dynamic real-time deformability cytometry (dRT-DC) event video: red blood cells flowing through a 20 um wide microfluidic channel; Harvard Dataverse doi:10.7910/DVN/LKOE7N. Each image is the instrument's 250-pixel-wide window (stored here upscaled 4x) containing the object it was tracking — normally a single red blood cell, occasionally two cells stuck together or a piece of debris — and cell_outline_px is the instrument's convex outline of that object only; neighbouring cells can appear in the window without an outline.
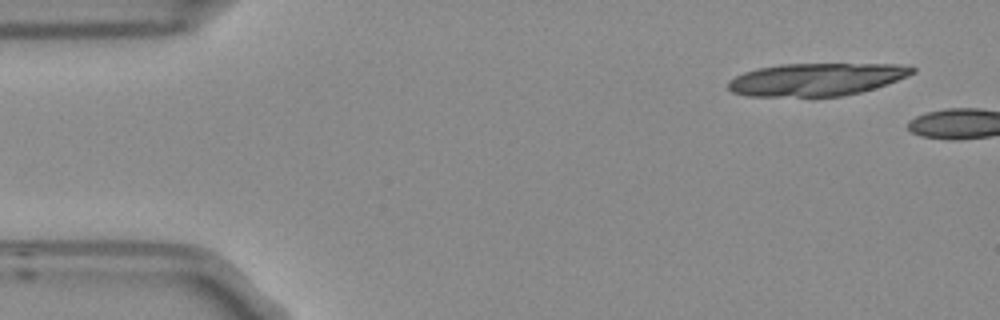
{"species": "Egyptian fruit bat (a non-hibernating species)", "species_latin": "Rousettus aegyptiacus", "temperature_condition": "room temperature", "stored_images_in_passage": 2, "camera_frame_rate_fps": 3000, "um_per_image_px": 0.085, "frame": {"image": 1, "passage_image": 1, "time_ms": 0.0, "image_size_px": [1000, 320], "cell_outline_px": [[916, 72], [908, 76], [860, 92], [844, 96], [748, 96], [732, 92], [728, 88], [728, 80], [744, 72], [756, 68], [780, 64], [896, 64], [916, 68]], "centroid_in_image_um": [69.35, 6.74], "position_along_channel_um": 15.7, "area_um2": 34.85}}